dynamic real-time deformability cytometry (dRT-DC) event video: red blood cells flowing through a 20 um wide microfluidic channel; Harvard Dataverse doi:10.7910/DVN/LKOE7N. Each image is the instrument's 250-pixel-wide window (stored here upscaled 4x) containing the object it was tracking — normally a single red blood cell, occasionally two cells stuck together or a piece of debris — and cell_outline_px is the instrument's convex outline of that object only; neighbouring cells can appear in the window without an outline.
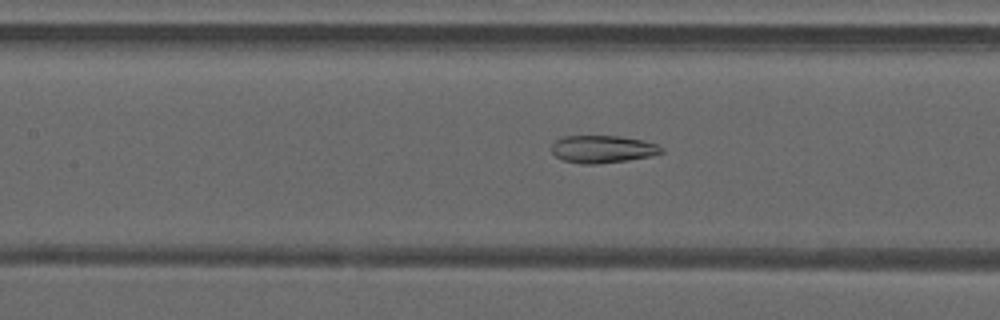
{"species": "common noctule bat (a hibernating species)", "species_latin": "Nyctalus noctula", "temperature_condition": "warm", "stored_images_in_passage": 48, "camera_frame_rate_fps": 3000, "um_per_image_px": 0.085, "animal": {"sex": "male", "forearm_length_mm": 52.5}, "frame": {"image": 1, "passage_image": 22, "time_ms": 7.0, "image_size_px": [1000, 320], "cell_outline_px": [[664, 152], [648, 156], [628, 160], [596, 164], [580, 164], [564, 160], [556, 156], [552, 152], [552, 144], [556, 140], [564, 136], [620, 136], [640, 140], [656, 144], [664, 148]], "centroid_in_image_um": [51.21, 12.68], "position_along_channel_um": 156.2, "area_um2": 17.46}}
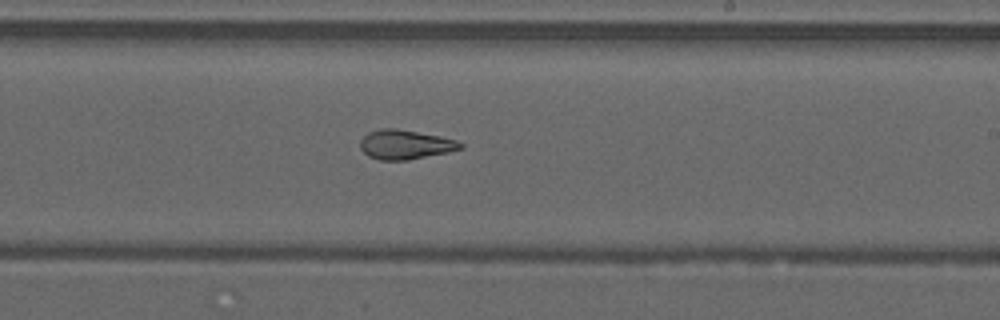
{"frame": {"image": 2, "passage_image": 29, "time_ms": 9.333, "image_size_px": [1000, 320], "cell_outline_px": [[464, 148], [448, 152], [408, 160], [380, 160], [368, 156], [360, 148], [360, 140], [368, 132], [380, 128], [396, 128], [440, 136], [456, 140], [464, 144]], "centroid_in_image_um": [34.44, 12.28], "position_along_channel_um": 254.6, "area_um2": 17.22}}
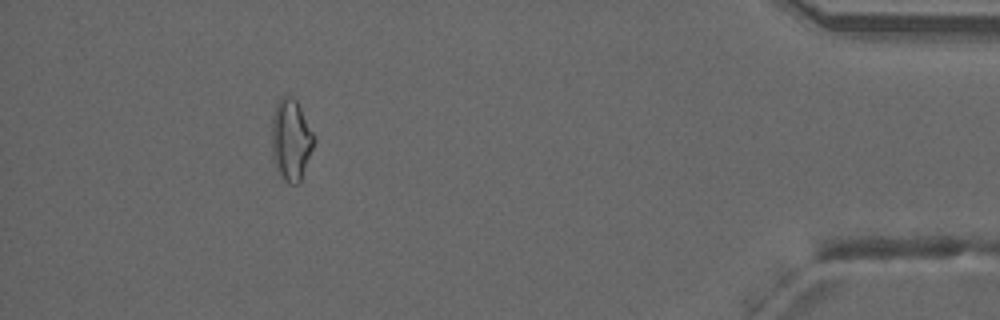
{"frame": {"image": 3, "passage_image": 44, "time_ms": 14.333, "image_size_px": [1000, 320], "cell_outline_px": [[316, 140], [300, 180], [296, 184], [288, 184], [280, 176], [276, 168], [272, 156], [272, 116], [276, 104], [280, 96], [292, 96], [296, 100], [316, 136]], "centroid_in_image_um": [24.73, 11.87], "position_along_channel_um": 410.5, "area_um2": 20.17}, "authors_computed_cell_mechanics": {"area_um2": 19.8832, "velocity_mm_per_s": 4.228, "shape_relaxation_time_tau1_ms": null, "shape_relaxation_time_tau2_ms": 1.7509, "deformation_change_tau1": null, "deformation_change_tau2": 0.0973}}